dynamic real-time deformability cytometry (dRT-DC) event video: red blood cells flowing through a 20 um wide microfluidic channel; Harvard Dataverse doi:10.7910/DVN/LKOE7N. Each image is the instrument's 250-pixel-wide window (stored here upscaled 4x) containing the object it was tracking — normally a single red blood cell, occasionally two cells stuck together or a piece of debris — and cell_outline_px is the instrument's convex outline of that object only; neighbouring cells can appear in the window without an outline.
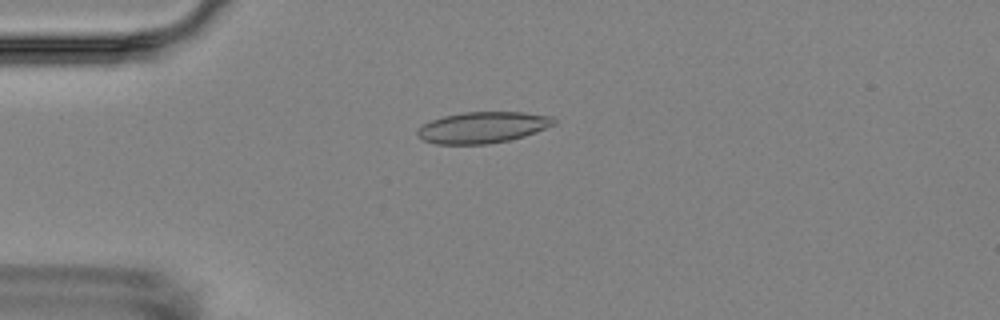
{"species": "Egyptian fruit bat (a non-hibernating species)", "species_latin": "Rousettus aegyptiacus", "temperature_condition": "room temperature", "stored_images_in_passage": 3, "camera_frame_rate_fps": 3000, "um_per_image_px": 0.085, "animal": {"sex": "female"}, "frame": {"image": 1, "passage_image": 2, "time_ms": 1.0, "image_size_px": [1000, 320], "cell_outline_px": [[556, 124], [536, 132], [524, 136], [508, 140], [488, 144], [436, 144], [424, 140], [416, 136], [416, 128], [432, 120], [444, 116], [464, 112], [524, 112], [552, 116], [556, 120]], "centroid_in_image_um": [41.02, 10.83], "position_along_channel_um": 44.0, "area_um2": 24.91}}